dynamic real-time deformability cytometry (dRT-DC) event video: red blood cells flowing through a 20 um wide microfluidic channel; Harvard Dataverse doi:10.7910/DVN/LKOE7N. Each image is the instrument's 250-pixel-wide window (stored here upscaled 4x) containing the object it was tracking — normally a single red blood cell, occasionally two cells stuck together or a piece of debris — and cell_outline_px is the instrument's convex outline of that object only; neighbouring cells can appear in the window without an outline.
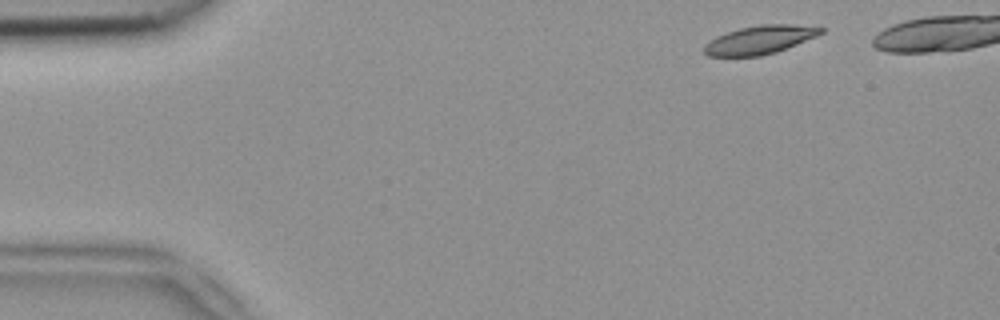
{"species": "common noctule bat (a hibernating species)", "species_latin": "Nyctalus noctula", "temperature_condition": "room temperature", "stored_images_in_passage": 8, "segment_of_instrument_passage": [1, 2], "camera_frame_rate_fps": 3000, "um_per_image_px": 0.085, "animal": {"sex": "female", "body_mass_g": 18.4}, "frame": {"image": 1, "passage_image": 1, "time_ms": 0.0, "image_size_px": [1000, 320], "cell_outline_px": [[824, 32], [816, 36], [776, 52], [760, 56], [708, 56], [704, 52], [704, 44], [716, 36], [740, 28], [760, 24], [792, 24], [824, 28]], "centroid_in_image_um": [64.56, 3.38], "position_along_channel_um": 20.4, "area_um2": 19.19}}
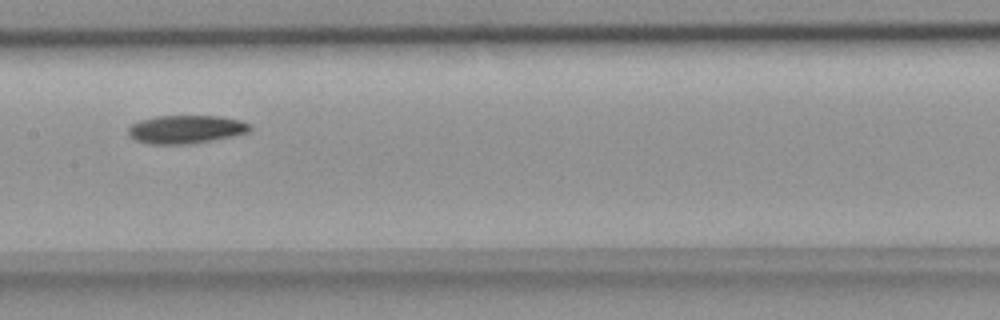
{"frame": {"image": 2, "passage_image": 7, "time_ms": 2.0, "image_size_px": [1000, 320], "cell_outline_px": [[252, 128], [248, 132], [232, 136], [212, 140], [188, 144], [148, 144], [136, 140], [128, 136], [128, 128], [132, 124], [140, 120], [156, 116], [220, 116], [240, 120], [248, 124]], "centroid_in_image_um": [15.77, 10.99], "position_along_channel_um": 191.6, "area_um2": 20.0}}